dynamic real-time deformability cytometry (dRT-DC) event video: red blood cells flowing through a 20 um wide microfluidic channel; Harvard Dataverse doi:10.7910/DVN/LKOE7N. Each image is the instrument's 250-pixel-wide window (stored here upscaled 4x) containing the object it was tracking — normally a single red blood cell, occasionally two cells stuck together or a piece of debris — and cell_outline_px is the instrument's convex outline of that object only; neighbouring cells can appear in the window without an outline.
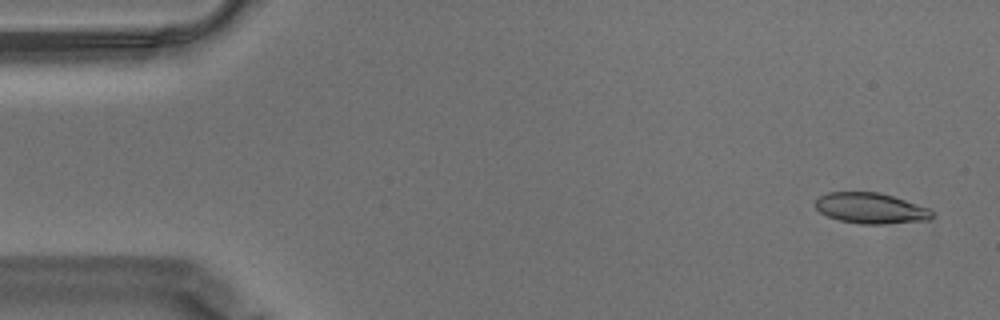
{"species": "Egyptian fruit bat (a non-hibernating species)", "species_latin": "Rousettus aegyptiacus", "temperature_condition": "warm", "stored_images_in_passage": 57, "camera_frame_rate_fps": 3000, "um_per_image_px": 0.085, "animal": {"sex": "male"}, "frame": {"image": 1, "passage_image": 3, "time_ms": 0.667, "image_size_px": [1000, 320], "cell_outline_px": [[936, 216], [928, 220], [884, 224], [860, 224], [840, 220], [828, 216], [820, 212], [816, 208], [816, 200], [820, 196], [828, 192], [880, 192], [928, 208]], "centroid_in_image_um": [74.02, 17.7], "position_along_channel_um": 11.0, "area_um2": 20.75}}
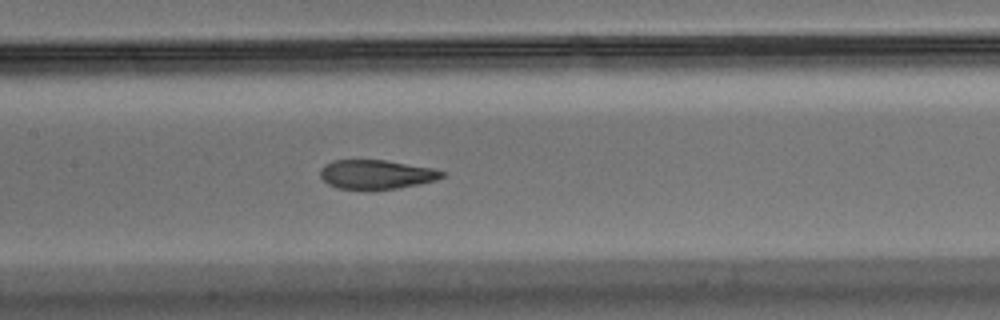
{"frame": {"image": 2, "passage_image": 27, "time_ms": 8.667, "image_size_px": [1000, 320], "cell_outline_px": [[444, 176], [436, 180], [396, 188], [336, 188], [328, 184], [320, 176], [320, 168], [324, 164], [332, 160], [384, 160], [432, 168], [444, 172]], "centroid_in_image_um": [31.94, 14.8], "position_along_channel_um": 175.5, "area_um2": 20.23}}
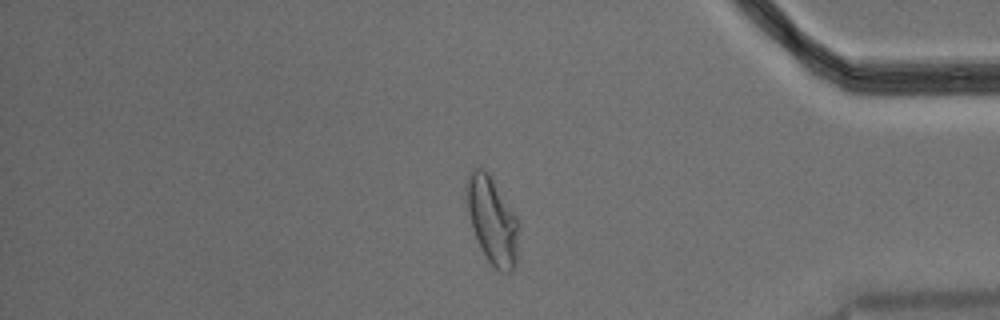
{"frame": {"image": 3, "passage_image": 48, "time_ms": 15.667, "image_size_px": [1000, 320], "cell_outline_px": [[516, 264], [512, 272], [500, 272], [488, 260], [480, 248], [472, 228], [468, 212], [464, 192], [468, 172], [472, 168], [484, 168], [488, 172], [516, 216]], "centroid_in_image_um": [41.77, 18.69], "position_along_channel_um": 393.4, "area_um2": 26.13}, "authors_computed_cell_mechanics": {"area_um2": 22.0796, "velocity_mm_per_s": 3.51, "shape_relaxation_time_tau1_ms": null, "shape_relaxation_time_tau2_ms": 1.2888, "deformation_change_tau1": null, "deformation_change_tau2": 0.0783}}